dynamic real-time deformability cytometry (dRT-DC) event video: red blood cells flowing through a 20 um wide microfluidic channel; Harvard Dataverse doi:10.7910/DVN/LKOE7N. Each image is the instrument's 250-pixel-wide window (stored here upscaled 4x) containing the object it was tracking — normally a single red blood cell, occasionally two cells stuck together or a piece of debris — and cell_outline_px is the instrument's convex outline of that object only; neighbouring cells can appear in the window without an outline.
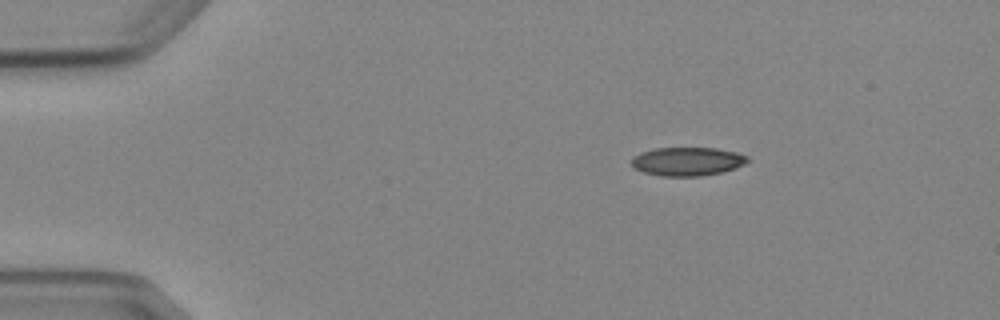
{"species": "Egyptian fruit bat (a non-hibernating species)", "species_latin": "Rousettus aegyptiacus", "temperature_condition": "cold", "stored_images_in_passage": 3, "camera_frame_rate_fps": 3000, "um_per_image_px": 0.085, "animal": {"sex": "female"}, "frame": {"image": 1, "passage_image": 1, "time_ms": 0.0, "image_size_px": [1000, 320], "cell_outline_px": [[748, 160], [744, 164], [736, 168], [720, 172], [700, 176], [660, 176], [644, 172], [632, 168], [632, 156], [640, 152], [656, 148], [716, 148], [736, 152], [748, 156]], "centroid_in_image_um": [58.39, 13.72], "position_along_channel_um": 26.6, "area_um2": 19.36}}